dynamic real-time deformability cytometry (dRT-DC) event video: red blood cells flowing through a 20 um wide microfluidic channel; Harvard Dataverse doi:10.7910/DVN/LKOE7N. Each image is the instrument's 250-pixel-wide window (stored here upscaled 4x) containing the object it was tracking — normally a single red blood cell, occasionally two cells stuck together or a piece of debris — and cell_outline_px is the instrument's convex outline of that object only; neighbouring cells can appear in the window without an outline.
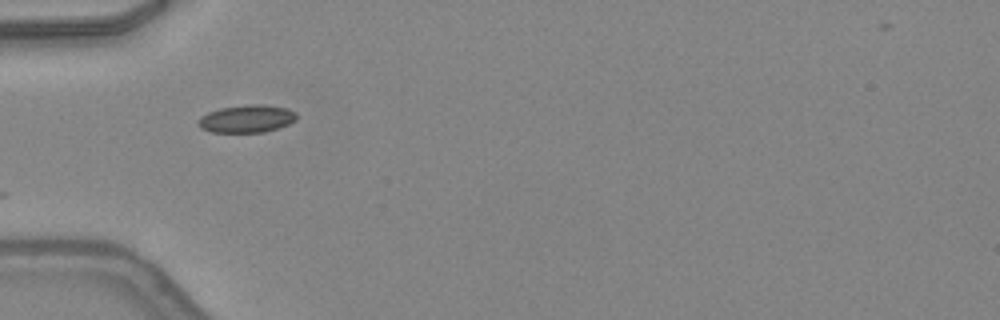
{"species": "common noctule bat (a hibernating species)", "species_latin": "Nyctalus noctula", "temperature_condition": "warm", "stored_images_in_passage": 3, "camera_frame_rate_fps": 3000, "um_per_image_px": 0.085, "animal": {"sex": "female", "body_mass_g": 24.6, "forearm_length_mm": 56.2}, "frame": {"image": 1, "passage_image": 1, "time_ms": 0.0, "image_size_px": [1000, 320], "cell_outline_px": [[296, 120], [288, 124], [264, 132], [212, 132], [200, 128], [196, 124], [200, 116], [208, 112], [220, 108], [248, 104], [260, 104], [288, 108], [296, 112]], "centroid_in_image_um": [20.94, 10.09], "position_along_channel_um": 64.1, "area_um2": 15.9}}